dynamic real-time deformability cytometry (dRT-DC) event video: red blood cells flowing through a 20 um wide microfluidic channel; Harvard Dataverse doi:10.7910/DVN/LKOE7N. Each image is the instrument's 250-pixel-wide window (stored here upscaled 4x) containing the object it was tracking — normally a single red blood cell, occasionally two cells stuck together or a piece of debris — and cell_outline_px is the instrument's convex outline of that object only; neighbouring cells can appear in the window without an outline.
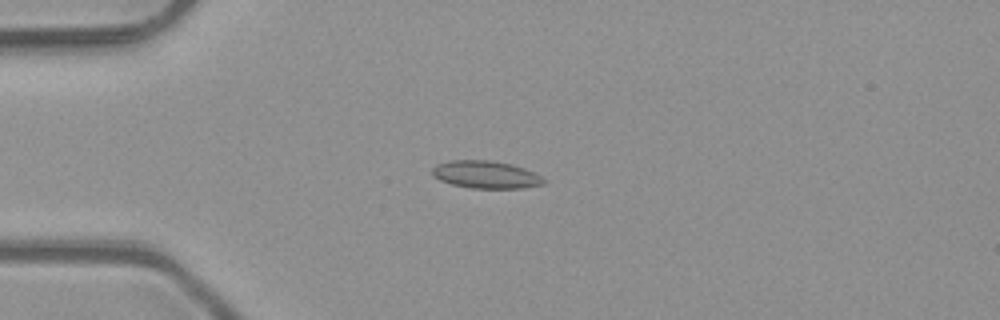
{"species": "common noctule bat (a hibernating species)", "species_latin": "Nyctalus noctula", "temperature_condition": "room temperature", "stored_images_in_passage": 47, "camera_frame_rate_fps": 3000, "um_per_image_px": 0.085, "animal": {"sex": "male", "body_mass_g": 23.1, "forearm_length_mm": 52.7}, "frame": {"image": 1, "passage_image": 10, "time_ms": 3.0, "image_size_px": [1000, 320], "cell_outline_px": [[548, 180], [544, 184], [520, 188], [472, 188], [452, 184], [440, 180], [432, 172], [432, 168], [436, 164], [452, 160], [488, 160], [512, 164], [524, 168]], "centroid_in_image_um": [41.31, 14.84], "position_along_channel_um": 43.7, "area_um2": 17.74}}
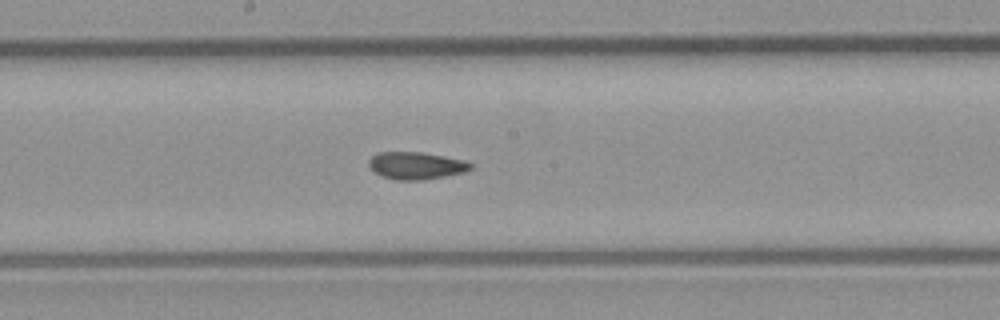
{"frame": {"image": 2, "passage_image": 24, "time_ms": 7.667, "image_size_px": [1000, 320], "cell_outline_px": [[472, 168], [464, 172], [424, 180], [396, 180], [380, 176], [368, 164], [368, 160], [372, 156], [380, 152], [420, 152], [444, 156], [464, 160], [472, 164]], "centroid_in_image_um": [35.36, 14.08], "position_along_channel_um": 212.8, "area_um2": 16.13}}
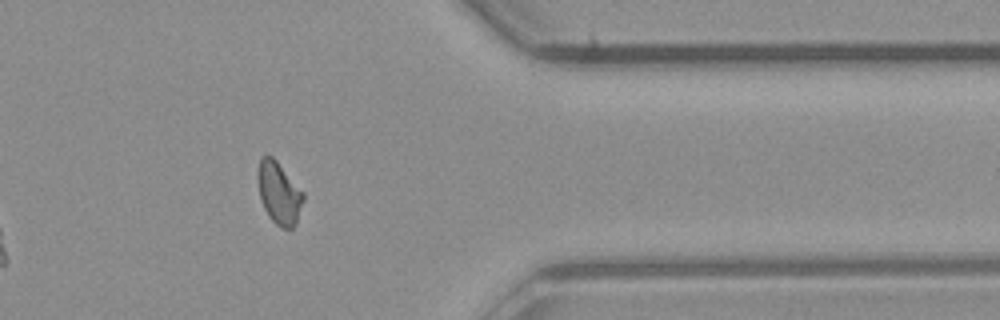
{"frame": {"image": 3, "passage_image": 38, "time_ms": 12.333, "image_size_px": [1000, 320], "cell_outline_px": [[304, 200], [296, 224], [292, 228], [280, 228], [268, 216], [264, 208], [260, 196], [256, 176], [256, 172], [260, 156], [268, 152], [276, 160], [304, 192]], "centroid_in_image_um": [23.69, 16.36], "position_along_channel_um": 387.7, "area_um2": 16.88}, "authors_computed_cell_mechanics": {"area_um2": 16.5308, "velocity_mm_per_s": 4.1155, "shape_relaxation_time_tau1_ms": null, "shape_relaxation_time_tau2_ms": 1.9822, "deformation_change_tau1": null, "deformation_change_tau2": 0.0662}}